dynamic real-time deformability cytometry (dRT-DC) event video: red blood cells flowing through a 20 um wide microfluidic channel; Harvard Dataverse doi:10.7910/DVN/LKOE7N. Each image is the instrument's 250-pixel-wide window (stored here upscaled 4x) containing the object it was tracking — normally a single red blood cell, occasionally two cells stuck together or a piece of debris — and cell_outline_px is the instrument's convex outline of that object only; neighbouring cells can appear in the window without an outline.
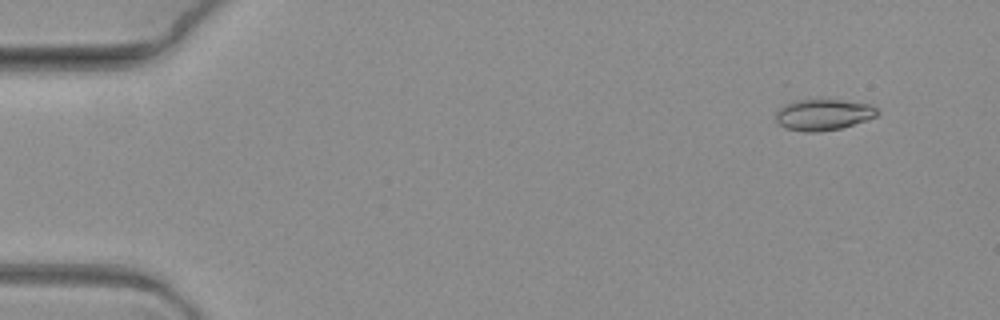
{"species": "common noctule bat (a hibernating species)", "species_latin": "Nyctalus noctula", "temperature_condition": "warm", "stored_images_in_passage": 7, "camera_frame_rate_fps": 3000, "um_per_image_px": 0.085, "animal": {"sex": "female", "body_mass_g": 19.3, "forearm_length_mm": 54.1}, "frame": {"image": 1, "passage_image": 1, "time_ms": 0.0, "image_size_px": [1000, 320], "cell_outline_px": [[880, 112], [876, 116], [868, 120], [840, 128], [816, 132], [804, 132], [784, 128], [776, 124], [776, 112], [784, 104], [796, 100], [840, 100], [872, 104]], "centroid_in_image_um": [69.97, 9.75], "position_along_channel_um": 15.0, "area_um2": 18.55}}
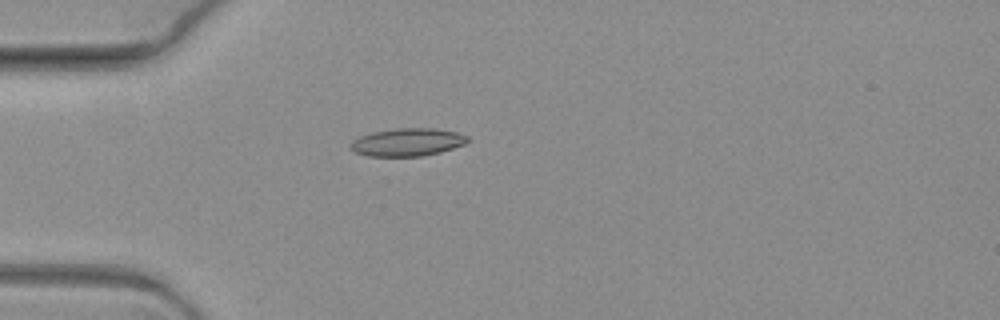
{"frame": {"image": 2, "passage_image": 4, "time_ms": 1.0, "image_size_px": [1000, 320], "cell_outline_px": [[468, 140], [464, 144], [440, 152], [420, 156], [368, 156], [356, 152], [348, 148], [348, 144], [352, 140], [360, 136], [372, 132], [396, 128], [432, 128], [456, 132], [468, 136]], "centroid_in_image_um": [34.57, 12.08], "position_along_channel_um": 50.4, "area_um2": 18.96}}
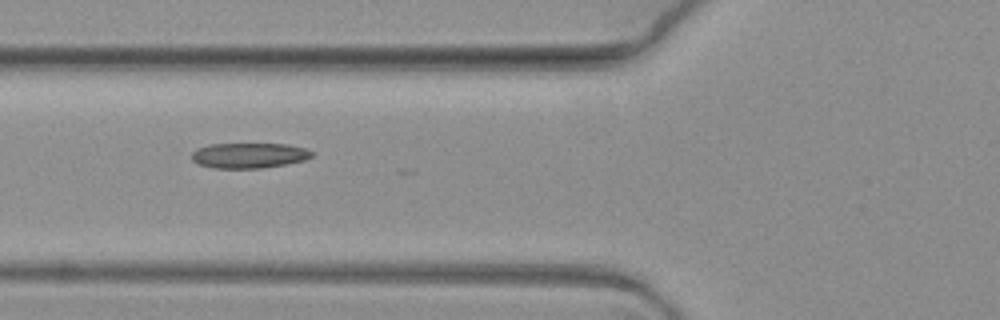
{"frame": {"image": 3, "passage_image": 6, "time_ms": 1.667, "image_size_px": [1000, 320], "cell_outline_px": [[312, 156], [304, 160], [264, 168], [212, 168], [196, 164], [192, 160], [192, 152], [196, 148], [208, 144], [288, 144], [304, 148], [312, 152]], "centroid_in_image_um": [21.1, 13.21], "position_along_channel_um": 104.7, "area_um2": 17.74}}